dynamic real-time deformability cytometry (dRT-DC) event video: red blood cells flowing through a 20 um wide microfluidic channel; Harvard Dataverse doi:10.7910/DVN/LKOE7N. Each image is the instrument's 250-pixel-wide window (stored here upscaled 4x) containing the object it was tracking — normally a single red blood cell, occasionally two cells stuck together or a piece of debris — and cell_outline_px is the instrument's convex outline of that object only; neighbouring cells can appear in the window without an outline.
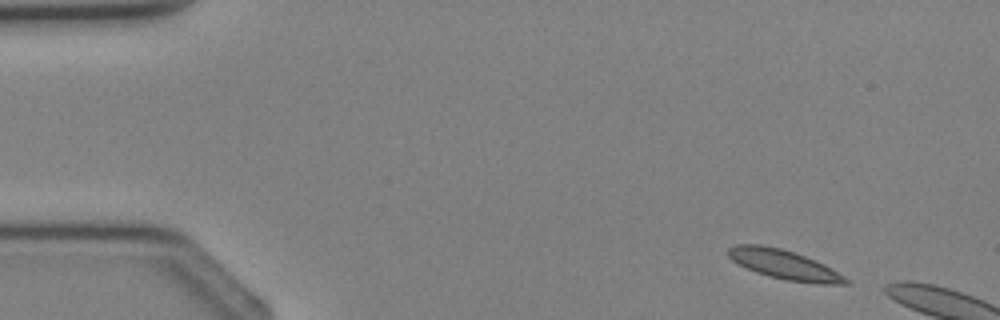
{"species": "Egyptian fruit bat (a non-hibernating species)", "species_latin": "Rousettus aegyptiacus", "temperature_condition": "cold", "stored_images_in_passage": 3, "segment_of_instrument_passage": [2, 2], "camera_frame_rate_fps": 3000, "um_per_image_px": 0.085, "animal": {"sex": "female"}, "frame": {"image": 1, "passage_image": 3, "time_ms": 2.333, "image_size_px": [1000, 320], "cell_outline_px": [[852, 284], [820, 284], [788, 280], [756, 272], [732, 260], [728, 256], [728, 248], [736, 244], [760, 244], [780, 248], [804, 256], [824, 264], [844, 276]], "centroid_in_image_um": [66.66, 22.48], "position_along_channel_um": 18.3, "area_um2": 19.71}}